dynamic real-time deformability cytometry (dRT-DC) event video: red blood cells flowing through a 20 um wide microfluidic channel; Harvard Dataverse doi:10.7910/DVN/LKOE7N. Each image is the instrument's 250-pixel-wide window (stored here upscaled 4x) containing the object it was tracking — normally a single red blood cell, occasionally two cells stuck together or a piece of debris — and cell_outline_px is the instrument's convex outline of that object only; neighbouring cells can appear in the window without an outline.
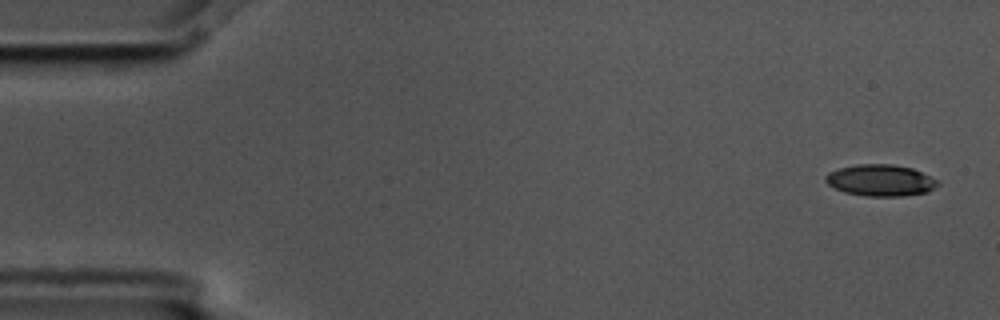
{"species": "common noctule bat (a hibernating species)", "species_latin": "Nyctalus noctula", "temperature_condition": "cold", "stored_images_in_passage": 5, "camera_frame_rate_fps": 3000, "um_per_image_px": 0.085, "animal": {"sex": "male", "body_mass_g": 17.5, "forearm_length_mm": 52.3}, "frame": {"image": 1, "passage_image": 1, "time_ms": 0.0, "image_size_px": [1000, 320], "cell_outline_px": [[940, 184], [928, 192], [904, 196], [864, 196], [844, 192], [828, 184], [824, 180], [824, 176], [828, 172], [840, 168], [856, 164], [892, 164], [912, 168], [940, 180]], "centroid_in_image_um": [74.86, 15.33], "position_along_channel_um": 10.1, "area_um2": 20.81}}
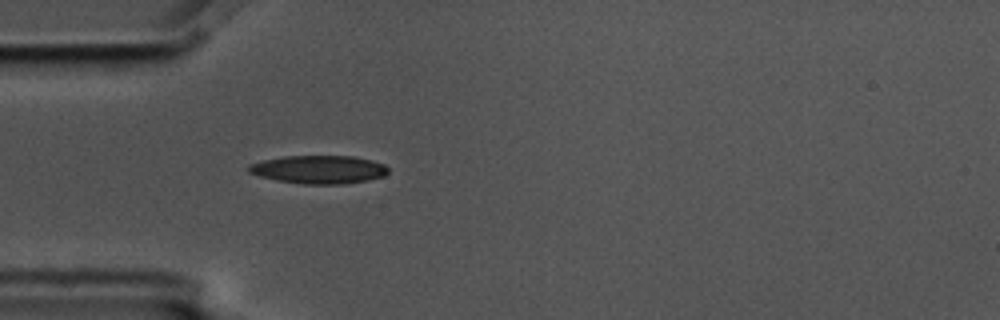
{"frame": {"image": 2, "passage_image": 5, "time_ms": 1.333, "image_size_px": [1000, 320], "cell_outline_px": [[388, 172], [384, 176], [368, 180], [344, 184], [304, 184], [276, 180], [260, 176], [248, 172], [248, 164], [264, 160], [284, 156], [352, 156], [372, 160], [384, 164], [388, 168]], "centroid_in_image_um": [27.11, 14.41], "position_along_channel_um": 57.9, "area_um2": 22.95}}